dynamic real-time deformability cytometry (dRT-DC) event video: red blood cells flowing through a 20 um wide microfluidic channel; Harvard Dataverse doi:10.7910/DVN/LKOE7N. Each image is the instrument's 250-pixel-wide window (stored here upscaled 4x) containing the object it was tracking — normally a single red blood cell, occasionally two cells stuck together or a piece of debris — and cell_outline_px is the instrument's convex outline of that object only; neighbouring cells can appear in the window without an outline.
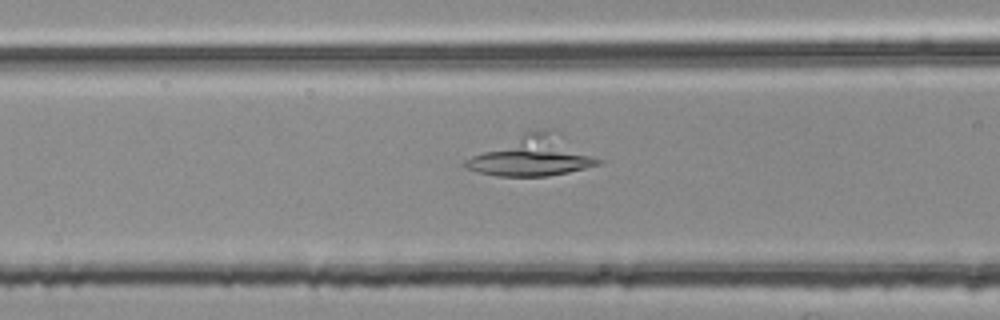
{"species": "common noctule bat (a hibernating species)", "species_latin": "Nyctalus noctula", "temperature_condition": "room temperature", "stored_images_in_passage": 5, "camera_frame_rate_fps": 3000, "um_per_image_px": 0.085, "animal": {"sex": "female", "body_mass_g": 25.1}, "frame": {"image": 1, "passage_image": 5, "time_ms": 1.333, "image_size_px": [1000, 320], "cell_outline_px": [[604, 160], [600, 164], [568, 172], [548, 176], [496, 176], [464, 168], [460, 164], [464, 160], [472, 156], [524, 132], [548, 132]], "centroid_in_image_um": [45.17, 13.34], "position_along_channel_um": 121.4, "area_um2": 29.48}}